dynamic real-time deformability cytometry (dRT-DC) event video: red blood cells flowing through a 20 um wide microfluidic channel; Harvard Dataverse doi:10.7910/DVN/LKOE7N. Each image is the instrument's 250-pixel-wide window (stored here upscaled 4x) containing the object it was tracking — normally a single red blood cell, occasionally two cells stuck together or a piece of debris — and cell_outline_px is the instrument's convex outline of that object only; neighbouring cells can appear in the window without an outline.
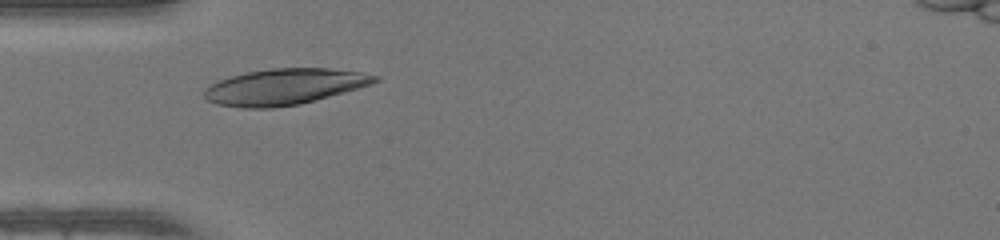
{"species": "human", "species_latin": "Homo sapiens", "temperature_condition": "warm", "stored_images_in_passage": 33, "camera_frame_rate_fps": 3000, "um_per_image_px": 0.085, "donor": {"sex": "female"}, "frame": {"image": 1, "passage_image": 8, "time_ms": 2.333, "image_size_px": [1000, 240], "cell_outline_px": [[380, 80], [372, 84], [360, 88], [316, 100], [300, 104], [272, 108], [240, 108], [216, 104], [208, 100], [204, 96], [204, 88], [220, 80], [244, 72], [272, 68], [332, 68], [360, 72], [380, 76]], "centroid_in_image_um": [24.2, 7.37], "position_along_channel_um": 60.8, "area_um2": 36.01}}
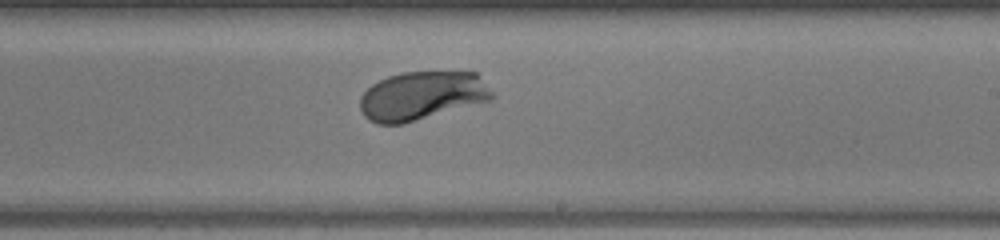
{"frame": {"image": 2, "passage_image": 22, "time_ms": 7.0, "image_size_px": [1000, 240], "cell_outline_px": [[496, 96], [492, 100], [404, 124], [376, 124], [368, 120], [364, 116], [360, 108], [360, 96], [372, 84], [388, 76], [404, 72], [476, 72]], "centroid_in_image_um": [35.86, 8.15], "position_along_channel_um": 253.1, "area_um2": 37.63}}
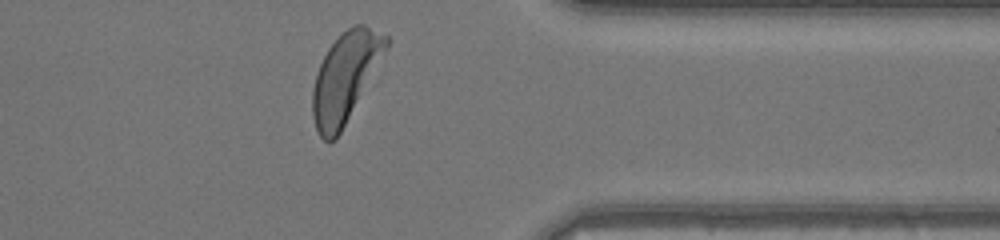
{"frame": {"image": 3, "passage_image": 32, "time_ms": 10.333, "image_size_px": [1000, 240], "cell_outline_px": [[388, 48], [336, 140], [328, 144], [320, 136], [316, 128], [312, 116], [312, 92], [316, 72], [328, 48], [340, 32], [356, 24], [364, 24], [388, 36]], "centroid_in_image_um": [29.33, 6.56], "position_along_channel_um": 382.1, "area_um2": 38.09}, "authors_computed_cell_mechanics": {"area_um2": 37.1654, "velocity_mm_per_s": 4.1921, "shape_relaxation_time_tau1_ms": 1.5434, "shape_relaxation_time_tau2_ms": null, "deformation_change_tau1": 0.1571, "deformation_change_tau2": null}}